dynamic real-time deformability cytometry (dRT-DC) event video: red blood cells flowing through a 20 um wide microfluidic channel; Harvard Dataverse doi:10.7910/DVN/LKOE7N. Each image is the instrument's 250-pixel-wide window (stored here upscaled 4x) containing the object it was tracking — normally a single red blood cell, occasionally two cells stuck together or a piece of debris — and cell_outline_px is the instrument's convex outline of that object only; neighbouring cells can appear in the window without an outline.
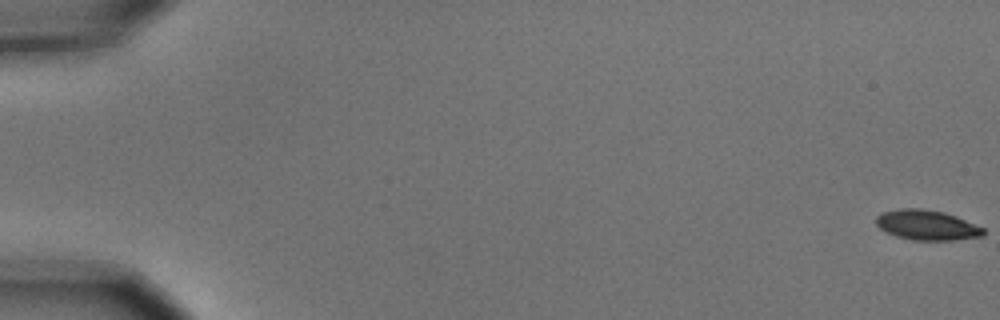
{"species": "common noctule bat (a hibernating species)", "species_latin": "Nyctalus noctula", "temperature_condition": "cold", "stored_images_in_passage": 5, "camera_frame_rate_fps": 3000, "um_per_image_px": 0.085, "animal": {"sex": "male", "body_mass_g": 15.6}, "frame": {"image": 1, "passage_image": 1, "time_ms": 0.0, "image_size_px": [1000, 320], "cell_outline_px": [[984, 236], [952, 240], [912, 240], [896, 236], [880, 228], [876, 224], [876, 216], [880, 212], [900, 208], [920, 208], [944, 212], [956, 216], [984, 228]], "centroid_in_image_um": [78.77, 19.12], "position_along_channel_um": 6.2, "area_um2": 18.79}}
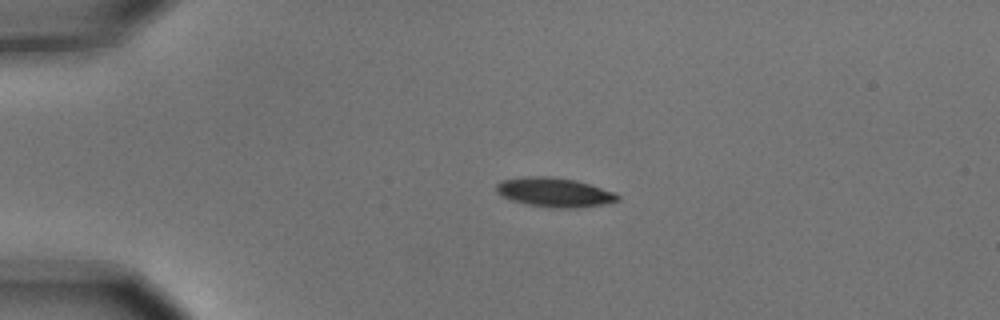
{"frame": {"image": 2, "passage_image": 4, "time_ms": 1.0, "image_size_px": [1000, 320], "cell_outline_px": [[620, 200], [600, 204], [572, 208], [556, 208], [528, 204], [512, 200], [496, 192], [496, 184], [500, 180], [524, 176], [548, 176], [576, 180], [616, 192], [620, 196]], "centroid_in_image_um": [47.12, 16.33], "position_along_channel_um": 37.9, "area_um2": 20.58}}